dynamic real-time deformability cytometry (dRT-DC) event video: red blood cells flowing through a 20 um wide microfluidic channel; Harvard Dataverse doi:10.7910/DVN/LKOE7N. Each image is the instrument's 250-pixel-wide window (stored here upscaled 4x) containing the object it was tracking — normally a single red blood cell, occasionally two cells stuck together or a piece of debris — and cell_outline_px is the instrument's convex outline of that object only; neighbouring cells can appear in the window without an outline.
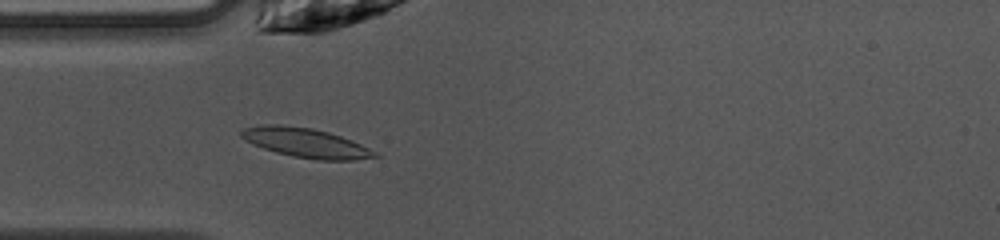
{"species": "common noctule bat (a hibernating species)", "species_latin": "Nyctalus noctula", "temperature_condition": "warm", "stored_images_in_passage": 47, "camera_frame_rate_fps": 3000, "um_per_image_px": 0.085, "animal": {"sex": "female", "body_mass_g": 10.0, "forearm_length_mm": 53.1}, "frame": {"image": 1, "passage_image": 12, "time_ms": 3.667, "image_size_px": [1000, 240], "cell_outline_px": [[380, 156], [356, 160], [316, 160], [292, 156], [276, 152], [252, 144], [244, 140], [240, 136], [240, 132], [244, 128], [260, 124], [276, 124], [312, 128], [328, 132], [352, 140], [376, 152]], "centroid_in_image_um": [25.96, 12.14], "position_along_channel_um": 59.0, "area_um2": 22.89}}
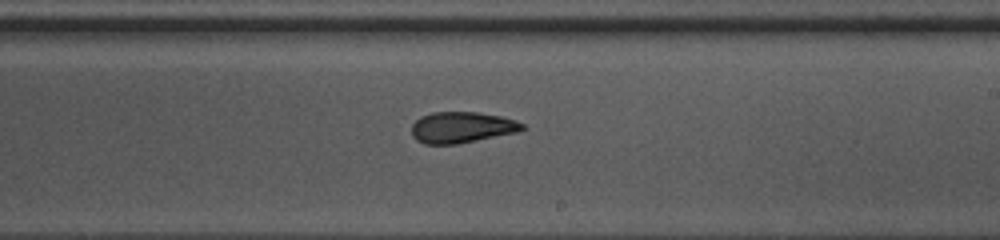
{"frame": {"image": 2, "passage_image": 26, "time_ms": 8.333, "image_size_px": [1000, 240], "cell_outline_px": [[528, 128], [516, 132], [456, 144], [424, 144], [416, 140], [412, 136], [412, 124], [420, 116], [432, 112], [476, 112], [500, 116], [516, 120], [524, 124]], "centroid_in_image_um": [39.24, 10.82], "position_along_channel_um": 249.8, "area_um2": 20.06}}
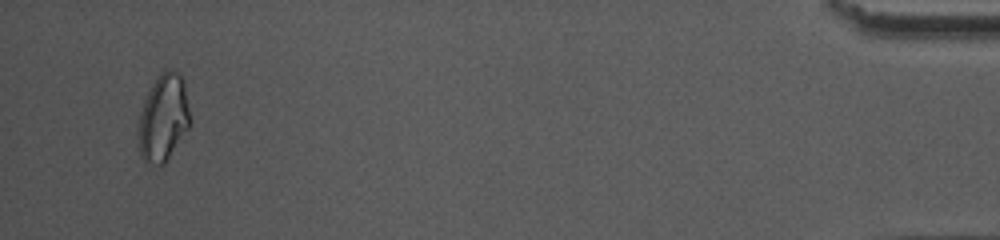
{"frame": {"image": 3, "passage_image": 45, "time_ms": 14.667, "image_size_px": [1000, 240], "cell_outline_px": [[192, 120], [188, 128], [164, 164], [152, 164], [144, 160], [140, 156], [136, 136], [136, 132], [140, 112], [144, 100], [156, 76], [164, 68], [172, 68], [180, 72], [184, 80]], "centroid_in_image_um": [13.88, 9.96], "position_along_channel_um": 421.3, "area_um2": 26.93}, "authors_computed_cell_mechanics": {"area_um2": 20.9814, "velocity_mm_per_s": 4.0769, "shape_relaxation_time_tau1_ms": 9.2823, "shape_relaxation_time_tau2_ms": 2.4746, "deformation_change_tau1": 0.2181, "deformation_change_tau2": 0.0643}}